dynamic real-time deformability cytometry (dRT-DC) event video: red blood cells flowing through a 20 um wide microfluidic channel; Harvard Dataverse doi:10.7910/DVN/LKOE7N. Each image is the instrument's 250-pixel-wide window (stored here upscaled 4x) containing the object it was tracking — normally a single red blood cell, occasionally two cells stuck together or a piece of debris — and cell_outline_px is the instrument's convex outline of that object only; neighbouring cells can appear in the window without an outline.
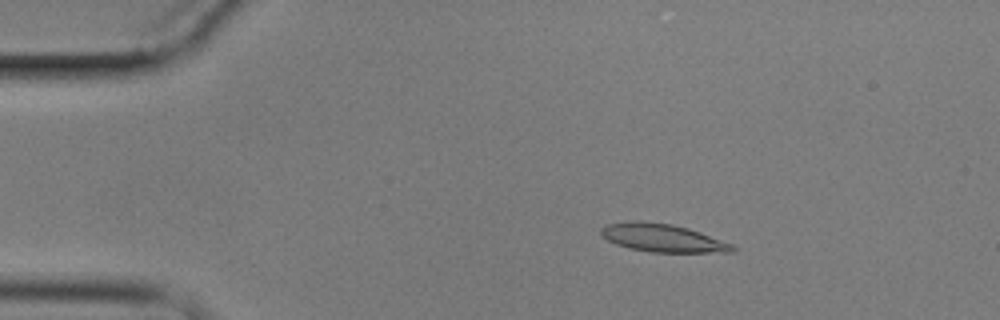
{"species": "common noctule bat (a hibernating species)", "species_latin": "Nyctalus noctula", "temperature_condition": "cold", "stored_images_in_passage": 6, "camera_frame_rate_fps": 3000, "um_per_image_px": 0.085, "animal": {"sex": "male", "body_mass_g": 17.9}, "frame": {"image": 1, "passage_image": 3, "time_ms": 2.333, "image_size_px": [1000, 320], "cell_outline_px": [[736, 252], [652, 252], [628, 248], [616, 244], [608, 240], [600, 232], [600, 228], [608, 224], [628, 220], [636, 220], [672, 224], [688, 228], [700, 232], [732, 244], [736, 248]], "centroid_in_image_um": [56.31, 20.22], "position_along_channel_um": 28.7, "area_um2": 21.44}}